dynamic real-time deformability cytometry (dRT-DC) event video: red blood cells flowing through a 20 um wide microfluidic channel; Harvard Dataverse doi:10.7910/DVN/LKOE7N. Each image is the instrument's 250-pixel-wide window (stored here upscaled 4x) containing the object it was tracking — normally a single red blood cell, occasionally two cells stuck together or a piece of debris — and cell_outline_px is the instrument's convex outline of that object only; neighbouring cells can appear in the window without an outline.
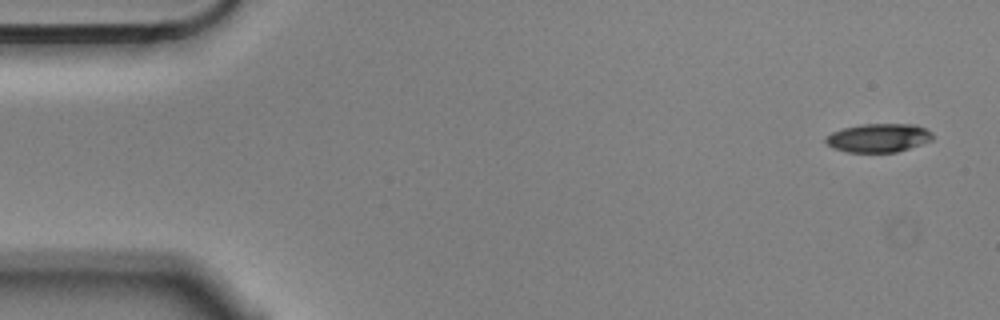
{"species": "Egyptian fruit bat (a non-hibernating species)", "species_latin": "Rousettus aegyptiacus", "temperature_condition": "cold", "stored_images_in_passage": 6, "camera_frame_rate_fps": 3000, "um_per_image_px": 0.085, "animal": {"sex": "male"}, "frame": {"image": 1, "passage_image": 1, "time_ms": 0.0, "image_size_px": [1000, 320], "cell_outline_px": [[932, 140], [896, 152], [848, 152], [832, 148], [824, 140], [824, 136], [832, 132], [844, 128], [860, 124], [916, 124], [932, 132]], "centroid_in_image_um": [74.64, 11.71], "position_along_channel_um": 10.4, "area_um2": 17.8}}
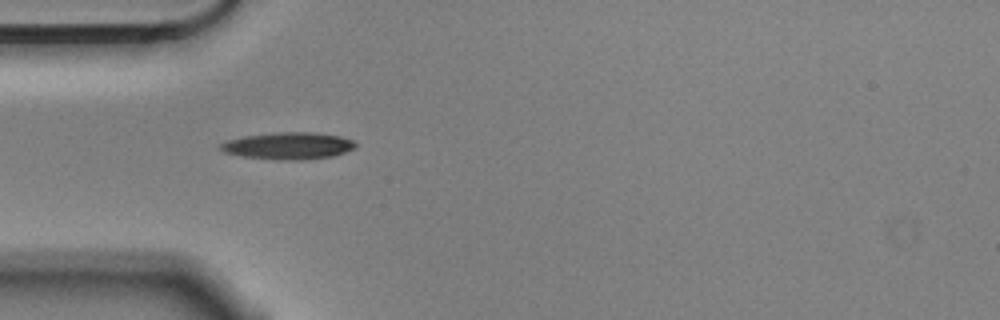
{"frame": {"image": 2, "passage_image": 5, "time_ms": 1.333, "image_size_px": [1000, 320], "cell_outline_px": [[356, 148], [332, 156], [300, 160], [292, 160], [240, 156], [224, 152], [216, 148], [220, 144], [228, 140], [244, 136], [276, 132], [312, 132], [340, 136], [352, 140], [356, 144]], "centroid_in_image_um": [24.48, 12.38], "position_along_channel_um": 60.5, "area_um2": 21.1}}
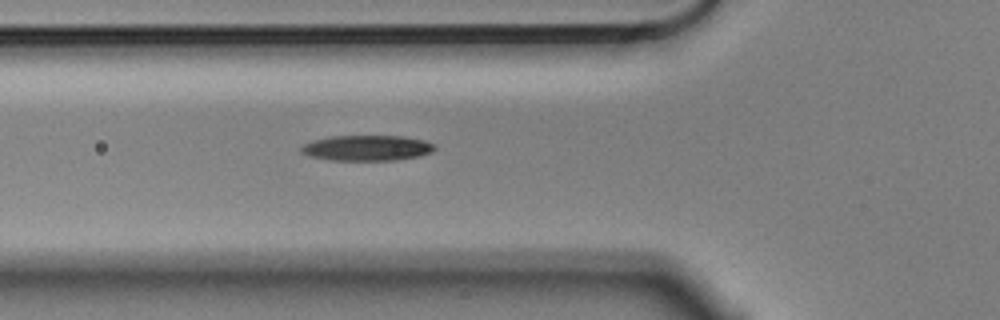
{"frame": {"image": 3, "passage_image": 6, "time_ms": 1.667, "image_size_px": [1000, 320], "cell_outline_px": [[436, 148], [432, 152], [420, 156], [396, 160], [332, 160], [308, 156], [300, 152], [300, 148], [304, 144], [312, 140], [328, 136], [404, 136], [424, 140], [432, 144]], "centroid_in_image_um": [31.16, 12.57], "position_along_channel_um": 94.6, "area_um2": 19.94}}